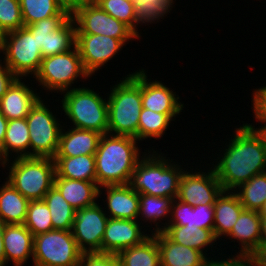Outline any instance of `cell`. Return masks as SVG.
<instances>
[{"label":"cell","mask_w":266,"mask_h":266,"mask_svg":"<svg viewBox=\"0 0 266 266\" xmlns=\"http://www.w3.org/2000/svg\"><path fill=\"white\" fill-rule=\"evenodd\" d=\"M229 145L213 166L223 191H235L254 175L266 172V137L252 124L235 128Z\"/></svg>","instance_id":"cell-1"},{"label":"cell","mask_w":266,"mask_h":266,"mask_svg":"<svg viewBox=\"0 0 266 266\" xmlns=\"http://www.w3.org/2000/svg\"><path fill=\"white\" fill-rule=\"evenodd\" d=\"M131 136L106 133L101 135L95 153V169L98 187L128 184L140 156Z\"/></svg>","instance_id":"cell-2"},{"label":"cell","mask_w":266,"mask_h":266,"mask_svg":"<svg viewBox=\"0 0 266 266\" xmlns=\"http://www.w3.org/2000/svg\"><path fill=\"white\" fill-rule=\"evenodd\" d=\"M148 152L143 153L142 159L138 161L128 185L138 194L176 199L179 182L185 170L179 164L175 165L172 159H165L167 157L162 152Z\"/></svg>","instance_id":"cell-3"},{"label":"cell","mask_w":266,"mask_h":266,"mask_svg":"<svg viewBox=\"0 0 266 266\" xmlns=\"http://www.w3.org/2000/svg\"><path fill=\"white\" fill-rule=\"evenodd\" d=\"M111 89L107 97L108 133L138 140L139 117L143 108L141 70L129 73Z\"/></svg>","instance_id":"cell-4"},{"label":"cell","mask_w":266,"mask_h":266,"mask_svg":"<svg viewBox=\"0 0 266 266\" xmlns=\"http://www.w3.org/2000/svg\"><path fill=\"white\" fill-rule=\"evenodd\" d=\"M9 168L6 180L29 201L43 200L54 186L56 172L53 158H14Z\"/></svg>","instance_id":"cell-5"},{"label":"cell","mask_w":266,"mask_h":266,"mask_svg":"<svg viewBox=\"0 0 266 266\" xmlns=\"http://www.w3.org/2000/svg\"><path fill=\"white\" fill-rule=\"evenodd\" d=\"M64 114L72 121L73 127L108 133V102L94 89L86 87L69 88L62 92Z\"/></svg>","instance_id":"cell-6"},{"label":"cell","mask_w":266,"mask_h":266,"mask_svg":"<svg viewBox=\"0 0 266 266\" xmlns=\"http://www.w3.org/2000/svg\"><path fill=\"white\" fill-rule=\"evenodd\" d=\"M77 77H91L83 67L77 46L73 49L43 58L38 72L34 75L44 90L49 92H65L74 84Z\"/></svg>","instance_id":"cell-7"},{"label":"cell","mask_w":266,"mask_h":266,"mask_svg":"<svg viewBox=\"0 0 266 266\" xmlns=\"http://www.w3.org/2000/svg\"><path fill=\"white\" fill-rule=\"evenodd\" d=\"M71 16L76 25V34L106 35L119 40L139 39L127 25L103 11L92 0L73 2Z\"/></svg>","instance_id":"cell-8"},{"label":"cell","mask_w":266,"mask_h":266,"mask_svg":"<svg viewBox=\"0 0 266 266\" xmlns=\"http://www.w3.org/2000/svg\"><path fill=\"white\" fill-rule=\"evenodd\" d=\"M0 52L5 55L2 59L6 66L21 79L30 74L34 77L43 59L36 36L25 26L7 33Z\"/></svg>","instance_id":"cell-9"},{"label":"cell","mask_w":266,"mask_h":266,"mask_svg":"<svg viewBox=\"0 0 266 266\" xmlns=\"http://www.w3.org/2000/svg\"><path fill=\"white\" fill-rule=\"evenodd\" d=\"M82 254L71 230L54 229L34 236V266H78Z\"/></svg>","instance_id":"cell-10"},{"label":"cell","mask_w":266,"mask_h":266,"mask_svg":"<svg viewBox=\"0 0 266 266\" xmlns=\"http://www.w3.org/2000/svg\"><path fill=\"white\" fill-rule=\"evenodd\" d=\"M45 104L40 98L26 117L30 132V157L54 158L58 150L63 126Z\"/></svg>","instance_id":"cell-11"},{"label":"cell","mask_w":266,"mask_h":266,"mask_svg":"<svg viewBox=\"0 0 266 266\" xmlns=\"http://www.w3.org/2000/svg\"><path fill=\"white\" fill-rule=\"evenodd\" d=\"M109 217L99 203L74 211L72 235L83 253H101L102 240Z\"/></svg>","instance_id":"cell-12"},{"label":"cell","mask_w":266,"mask_h":266,"mask_svg":"<svg viewBox=\"0 0 266 266\" xmlns=\"http://www.w3.org/2000/svg\"><path fill=\"white\" fill-rule=\"evenodd\" d=\"M129 40L114 39L106 35L76 34V46L83 67L92 76L119 53Z\"/></svg>","instance_id":"cell-13"},{"label":"cell","mask_w":266,"mask_h":266,"mask_svg":"<svg viewBox=\"0 0 266 266\" xmlns=\"http://www.w3.org/2000/svg\"><path fill=\"white\" fill-rule=\"evenodd\" d=\"M208 172L191 173L187 170L181 176L177 199L194 206L214 205L223 191L214 169Z\"/></svg>","instance_id":"cell-14"},{"label":"cell","mask_w":266,"mask_h":266,"mask_svg":"<svg viewBox=\"0 0 266 266\" xmlns=\"http://www.w3.org/2000/svg\"><path fill=\"white\" fill-rule=\"evenodd\" d=\"M138 220L109 218L102 240L101 253L118 254L122 250L141 244L150 236L142 232Z\"/></svg>","instance_id":"cell-15"},{"label":"cell","mask_w":266,"mask_h":266,"mask_svg":"<svg viewBox=\"0 0 266 266\" xmlns=\"http://www.w3.org/2000/svg\"><path fill=\"white\" fill-rule=\"evenodd\" d=\"M144 69H141L142 107L157 113L167 114L172 120L182 112L184 104L175 92L161 81L147 79ZM177 96V97H176Z\"/></svg>","instance_id":"cell-16"},{"label":"cell","mask_w":266,"mask_h":266,"mask_svg":"<svg viewBox=\"0 0 266 266\" xmlns=\"http://www.w3.org/2000/svg\"><path fill=\"white\" fill-rule=\"evenodd\" d=\"M3 243L6 265L23 266L33 259L34 235L24 224H4Z\"/></svg>","instance_id":"cell-17"},{"label":"cell","mask_w":266,"mask_h":266,"mask_svg":"<svg viewBox=\"0 0 266 266\" xmlns=\"http://www.w3.org/2000/svg\"><path fill=\"white\" fill-rule=\"evenodd\" d=\"M104 187V188H103ZM99 188H106L107 216L116 219L138 220L139 216V194L130 188L128 184L108 185ZM109 214V215H108Z\"/></svg>","instance_id":"cell-18"},{"label":"cell","mask_w":266,"mask_h":266,"mask_svg":"<svg viewBox=\"0 0 266 266\" xmlns=\"http://www.w3.org/2000/svg\"><path fill=\"white\" fill-rule=\"evenodd\" d=\"M21 81V78H17L0 99V112L8 121L26 118L41 98L29 85Z\"/></svg>","instance_id":"cell-19"},{"label":"cell","mask_w":266,"mask_h":266,"mask_svg":"<svg viewBox=\"0 0 266 266\" xmlns=\"http://www.w3.org/2000/svg\"><path fill=\"white\" fill-rule=\"evenodd\" d=\"M160 251V266H206L208 258L199 250L173 242L163 231L152 233Z\"/></svg>","instance_id":"cell-20"},{"label":"cell","mask_w":266,"mask_h":266,"mask_svg":"<svg viewBox=\"0 0 266 266\" xmlns=\"http://www.w3.org/2000/svg\"><path fill=\"white\" fill-rule=\"evenodd\" d=\"M62 127L55 157L95 155L102 134L94 130Z\"/></svg>","instance_id":"cell-21"},{"label":"cell","mask_w":266,"mask_h":266,"mask_svg":"<svg viewBox=\"0 0 266 266\" xmlns=\"http://www.w3.org/2000/svg\"><path fill=\"white\" fill-rule=\"evenodd\" d=\"M167 226H196L213 231L214 206L198 205L193 207L177 198L173 199Z\"/></svg>","instance_id":"cell-22"},{"label":"cell","mask_w":266,"mask_h":266,"mask_svg":"<svg viewBox=\"0 0 266 266\" xmlns=\"http://www.w3.org/2000/svg\"><path fill=\"white\" fill-rule=\"evenodd\" d=\"M54 187L75 210L94 205L99 197L97 182L55 177Z\"/></svg>","instance_id":"cell-23"},{"label":"cell","mask_w":266,"mask_h":266,"mask_svg":"<svg viewBox=\"0 0 266 266\" xmlns=\"http://www.w3.org/2000/svg\"><path fill=\"white\" fill-rule=\"evenodd\" d=\"M214 206V228L215 237L220 240L231 230L240 213L245 209L238 195L234 191H222L216 198ZM221 237V238H220Z\"/></svg>","instance_id":"cell-24"},{"label":"cell","mask_w":266,"mask_h":266,"mask_svg":"<svg viewBox=\"0 0 266 266\" xmlns=\"http://www.w3.org/2000/svg\"><path fill=\"white\" fill-rule=\"evenodd\" d=\"M261 218L258 211L244 209L232 227V230L226 235L230 240H238L240 250L237 254H251L258 246L260 241Z\"/></svg>","instance_id":"cell-25"},{"label":"cell","mask_w":266,"mask_h":266,"mask_svg":"<svg viewBox=\"0 0 266 266\" xmlns=\"http://www.w3.org/2000/svg\"><path fill=\"white\" fill-rule=\"evenodd\" d=\"M29 133L26 118L8 121L3 143V163L1 164L3 168L11 161V153L17 154L15 158L30 157Z\"/></svg>","instance_id":"cell-26"},{"label":"cell","mask_w":266,"mask_h":266,"mask_svg":"<svg viewBox=\"0 0 266 266\" xmlns=\"http://www.w3.org/2000/svg\"><path fill=\"white\" fill-rule=\"evenodd\" d=\"M53 159L55 163V177L97 182L95 155L54 157Z\"/></svg>","instance_id":"cell-27"},{"label":"cell","mask_w":266,"mask_h":266,"mask_svg":"<svg viewBox=\"0 0 266 266\" xmlns=\"http://www.w3.org/2000/svg\"><path fill=\"white\" fill-rule=\"evenodd\" d=\"M0 187V221L3 224H24L29 200L8 181Z\"/></svg>","instance_id":"cell-28"},{"label":"cell","mask_w":266,"mask_h":266,"mask_svg":"<svg viewBox=\"0 0 266 266\" xmlns=\"http://www.w3.org/2000/svg\"><path fill=\"white\" fill-rule=\"evenodd\" d=\"M163 232L173 241L183 246L194 248L205 256L209 248L217 241L212 230L198 228L196 226H166ZM206 249V247H208Z\"/></svg>","instance_id":"cell-29"},{"label":"cell","mask_w":266,"mask_h":266,"mask_svg":"<svg viewBox=\"0 0 266 266\" xmlns=\"http://www.w3.org/2000/svg\"><path fill=\"white\" fill-rule=\"evenodd\" d=\"M117 256L120 266H160V251L153 234L141 244L122 250Z\"/></svg>","instance_id":"cell-30"},{"label":"cell","mask_w":266,"mask_h":266,"mask_svg":"<svg viewBox=\"0 0 266 266\" xmlns=\"http://www.w3.org/2000/svg\"><path fill=\"white\" fill-rule=\"evenodd\" d=\"M172 201L173 199L170 197H158L147 194H139L138 220L139 217H141L140 220L144 217L142 219L143 221L147 222L149 220L153 224H156L154 225L156 226V229L153 228L151 230L153 233L162 232L169 222ZM166 217L168 218L167 222L166 220L165 223L162 222L164 226L159 225L161 223V220H164V218L166 219Z\"/></svg>","instance_id":"cell-31"},{"label":"cell","mask_w":266,"mask_h":266,"mask_svg":"<svg viewBox=\"0 0 266 266\" xmlns=\"http://www.w3.org/2000/svg\"><path fill=\"white\" fill-rule=\"evenodd\" d=\"M51 215L53 229H72L75 209L63 198L61 193L53 186L43 198Z\"/></svg>","instance_id":"cell-32"},{"label":"cell","mask_w":266,"mask_h":266,"mask_svg":"<svg viewBox=\"0 0 266 266\" xmlns=\"http://www.w3.org/2000/svg\"><path fill=\"white\" fill-rule=\"evenodd\" d=\"M24 26L58 15L67 4L63 0H19Z\"/></svg>","instance_id":"cell-33"},{"label":"cell","mask_w":266,"mask_h":266,"mask_svg":"<svg viewBox=\"0 0 266 266\" xmlns=\"http://www.w3.org/2000/svg\"><path fill=\"white\" fill-rule=\"evenodd\" d=\"M234 192L246 210L259 211L266 200V172L254 175Z\"/></svg>","instance_id":"cell-34"},{"label":"cell","mask_w":266,"mask_h":266,"mask_svg":"<svg viewBox=\"0 0 266 266\" xmlns=\"http://www.w3.org/2000/svg\"><path fill=\"white\" fill-rule=\"evenodd\" d=\"M76 46V25L72 16L46 40V57L61 54Z\"/></svg>","instance_id":"cell-35"},{"label":"cell","mask_w":266,"mask_h":266,"mask_svg":"<svg viewBox=\"0 0 266 266\" xmlns=\"http://www.w3.org/2000/svg\"><path fill=\"white\" fill-rule=\"evenodd\" d=\"M173 121L167 114L142 108L138 124V141L147 138L160 139Z\"/></svg>","instance_id":"cell-36"},{"label":"cell","mask_w":266,"mask_h":266,"mask_svg":"<svg viewBox=\"0 0 266 266\" xmlns=\"http://www.w3.org/2000/svg\"><path fill=\"white\" fill-rule=\"evenodd\" d=\"M71 17V6H66L58 15L39 20L31 25L25 26L33 36H36L38 48L43 58H46L47 35L59 29Z\"/></svg>","instance_id":"cell-37"},{"label":"cell","mask_w":266,"mask_h":266,"mask_svg":"<svg viewBox=\"0 0 266 266\" xmlns=\"http://www.w3.org/2000/svg\"><path fill=\"white\" fill-rule=\"evenodd\" d=\"M135 34L140 38L137 25L148 23H156L158 20L163 19L165 14L170 13L171 6L166 1H153V0H135Z\"/></svg>","instance_id":"cell-38"},{"label":"cell","mask_w":266,"mask_h":266,"mask_svg":"<svg viewBox=\"0 0 266 266\" xmlns=\"http://www.w3.org/2000/svg\"><path fill=\"white\" fill-rule=\"evenodd\" d=\"M24 225L34 236L54 230L50 210L43 200L29 201Z\"/></svg>","instance_id":"cell-39"},{"label":"cell","mask_w":266,"mask_h":266,"mask_svg":"<svg viewBox=\"0 0 266 266\" xmlns=\"http://www.w3.org/2000/svg\"><path fill=\"white\" fill-rule=\"evenodd\" d=\"M135 33V0H92Z\"/></svg>","instance_id":"cell-40"},{"label":"cell","mask_w":266,"mask_h":266,"mask_svg":"<svg viewBox=\"0 0 266 266\" xmlns=\"http://www.w3.org/2000/svg\"><path fill=\"white\" fill-rule=\"evenodd\" d=\"M0 25L6 33L24 27L19 0H0Z\"/></svg>","instance_id":"cell-41"},{"label":"cell","mask_w":266,"mask_h":266,"mask_svg":"<svg viewBox=\"0 0 266 266\" xmlns=\"http://www.w3.org/2000/svg\"><path fill=\"white\" fill-rule=\"evenodd\" d=\"M78 266H120L117 254L83 253Z\"/></svg>","instance_id":"cell-42"},{"label":"cell","mask_w":266,"mask_h":266,"mask_svg":"<svg viewBox=\"0 0 266 266\" xmlns=\"http://www.w3.org/2000/svg\"><path fill=\"white\" fill-rule=\"evenodd\" d=\"M252 98L253 113L260 123L266 121V86L254 89Z\"/></svg>","instance_id":"cell-43"},{"label":"cell","mask_w":266,"mask_h":266,"mask_svg":"<svg viewBox=\"0 0 266 266\" xmlns=\"http://www.w3.org/2000/svg\"><path fill=\"white\" fill-rule=\"evenodd\" d=\"M211 258V260L208 258L206 262V266H254L253 260L251 255L249 254H236V256H232L225 260V258L222 260H216Z\"/></svg>","instance_id":"cell-44"},{"label":"cell","mask_w":266,"mask_h":266,"mask_svg":"<svg viewBox=\"0 0 266 266\" xmlns=\"http://www.w3.org/2000/svg\"><path fill=\"white\" fill-rule=\"evenodd\" d=\"M0 60V99L6 93L7 89L17 79L4 62ZM3 64V65H2Z\"/></svg>","instance_id":"cell-45"},{"label":"cell","mask_w":266,"mask_h":266,"mask_svg":"<svg viewBox=\"0 0 266 266\" xmlns=\"http://www.w3.org/2000/svg\"><path fill=\"white\" fill-rule=\"evenodd\" d=\"M250 255L254 266H266V245H259Z\"/></svg>","instance_id":"cell-46"},{"label":"cell","mask_w":266,"mask_h":266,"mask_svg":"<svg viewBox=\"0 0 266 266\" xmlns=\"http://www.w3.org/2000/svg\"><path fill=\"white\" fill-rule=\"evenodd\" d=\"M8 120L0 112V164L3 163V143L5 140V133L7 130Z\"/></svg>","instance_id":"cell-47"},{"label":"cell","mask_w":266,"mask_h":266,"mask_svg":"<svg viewBox=\"0 0 266 266\" xmlns=\"http://www.w3.org/2000/svg\"><path fill=\"white\" fill-rule=\"evenodd\" d=\"M3 230H4V224L0 221V266L6 265V259L4 254V243H3Z\"/></svg>","instance_id":"cell-48"},{"label":"cell","mask_w":266,"mask_h":266,"mask_svg":"<svg viewBox=\"0 0 266 266\" xmlns=\"http://www.w3.org/2000/svg\"><path fill=\"white\" fill-rule=\"evenodd\" d=\"M260 241L259 245H266V215H260Z\"/></svg>","instance_id":"cell-49"},{"label":"cell","mask_w":266,"mask_h":266,"mask_svg":"<svg viewBox=\"0 0 266 266\" xmlns=\"http://www.w3.org/2000/svg\"><path fill=\"white\" fill-rule=\"evenodd\" d=\"M7 33L4 31V29L2 28V26L0 25V47L6 37Z\"/></svg>","instance_id":"cell-50"},{"label":"cell","mask_w":266,"mask_h":266,"mask_svg":"<svg viewBox=\"0 0 266 266\" xmlns=\"http://www.w3.org/2000/svg\"><path fill=\"white\" fill-rule=\"evenodd\" d=\"M258 212L260 215H266V200L264 201L261 209Z\"/></svg>","instance_id":"cell-51"},{"label":"cell","mask_w":266,"mask_h":266,"mask_svg":"<svg viewBox=\"0 0 266 266\" xmlns=\"http://www.w3.org/2000/svg\"><path fill=\"white\" fill-rule=\"evenodd\" d=\"M266 121L265 122H263V124H264V126H262V123H261V128L259 127V129L264 133V135H265V137H266Z\"/></svg>","instance_id":"cell-52"},{"label":"cell","mask_w":266,"mask_h":266,"mask_svg":"<svg viewBox=\"0 0 266 266\" xmlns=\"http://www.w3.org/2000/svg\"><path fill=\"white\" fill-rule=\"evenodd\" d=\"M153 1H166L172 8H173V4H174V0H153Z\"/></svg>","instance_id":"cell-53"},{"label":"cell","mask_w":266,"mask_h":266,"mask_svg":"<svg viewBox=\"0 0 266 266\" xmlns=\"http://www.w3.org/2000/svg\"><path fill=\"white\" fill-rule=\"evenodd\" d=\"M68 6H71L73 2L78 0H63Z\"/></svg>","instance_id":"cell-54"}]
</instances>
